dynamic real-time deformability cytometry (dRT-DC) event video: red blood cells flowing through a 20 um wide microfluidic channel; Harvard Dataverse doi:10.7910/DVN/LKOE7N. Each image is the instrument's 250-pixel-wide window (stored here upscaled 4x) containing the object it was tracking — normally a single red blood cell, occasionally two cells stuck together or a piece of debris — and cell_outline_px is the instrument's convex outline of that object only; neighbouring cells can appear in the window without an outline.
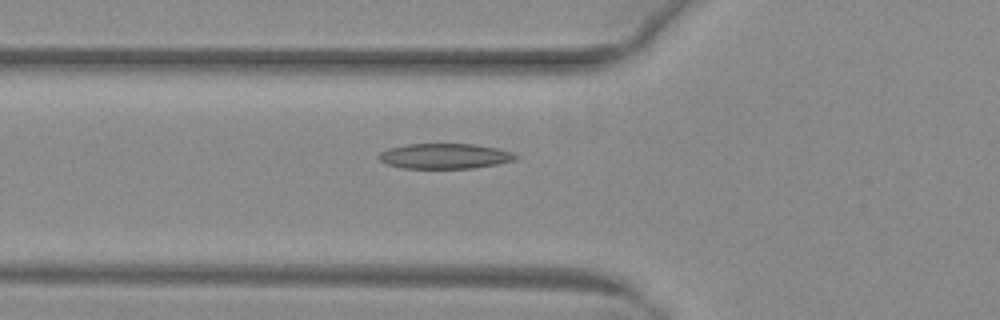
{"species": "common noctule bat (a hibernating species)", "species_latin": "Nyctalus noctula", "temperature_condition": "warm", "stored_images_in_passage": 35, "camera_frame_rate_fps": 3000, "um_per_image_px": 0.085, "animal": {"sex": "female", "body_mass_g": 29.2, "forearm_length_mm": 56.3}, "frame": {"image": 1, "passage_image": 6, "time_ms": 1.667, "image_size_px": [1000, 320], "cell_outline_px": [[520, 156], [516, 160], [496, 164], [472, 168], [400, 168], [388, 164], [380, 160], [376, 156], [380, 152], [388, 148], [408, 144], [476, 144], [496, 148], [512, 152]], "centroid_in_image_um": [37.8, 13.26], "position_along_channel_um": 88.0, "area_um2": 20.17}}
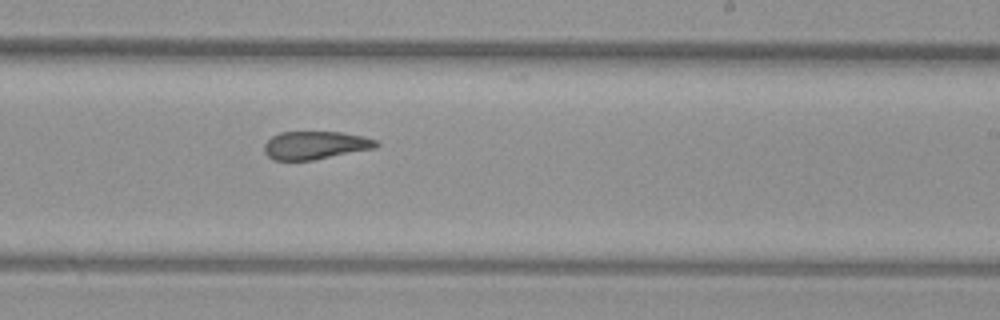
{"frame": {"image": 2, "passage_image": 19, "time_ms": 6.0, "image_size_px": [1000, 320], "cell_outline_px": [[380, 144], [376, 148], [312, 160], [272, 160], [264, 152], [264, 144], [272, 136], [280, 132], [344, 132], [364, 136], [376, 140]], "centroid_in_image_um": [26.81, 12.34], "position_along_channel_um": 262.2, "area_um2": 18.38}}
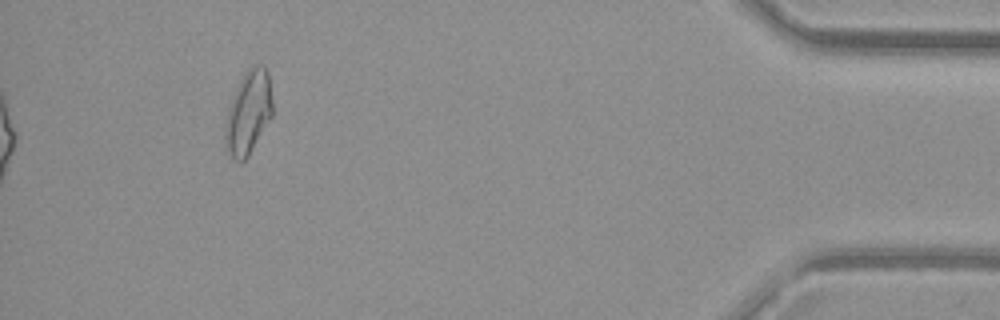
{"frame": {"image": 3, "passage_image": 35, "time_ms": 11.333, "image_size_px": [1000, 320], "cell_outline_px": [[272, 116], [248, 156], [240, 164], [232, 160], [224, 140], [224, 124], [228, 108], [232, 96], [244, 72], [252, 64], [264, 64], [268, 72], [272, 100]], "centroid_in_image_um": [21.09, 9.56], "position_along_channel_um": 414.1, "area_um2": 23.35}, "authors_computed_cell_mechanics": {"area_um2": 19.8254, "velocity_mm_per_s": 4.0136, "shape_relaxation_time_tau1_ms": 8.1088, "shape_relaxation_time_tau2_ms": 3.256, "deformation_change_tau1": 0.2285, "deformation_change_tau2": 0.129}}